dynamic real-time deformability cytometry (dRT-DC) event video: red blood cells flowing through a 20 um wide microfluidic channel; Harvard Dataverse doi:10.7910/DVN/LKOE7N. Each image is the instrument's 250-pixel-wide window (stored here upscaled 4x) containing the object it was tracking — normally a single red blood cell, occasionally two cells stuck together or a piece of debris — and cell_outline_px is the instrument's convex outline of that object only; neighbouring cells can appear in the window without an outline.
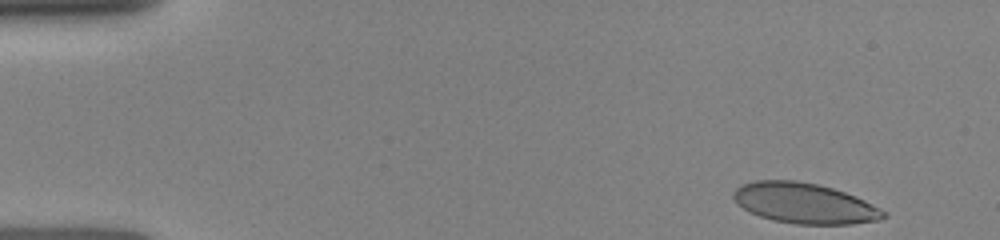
{"species": "human", "species_latin": "Homo sapiens", "temperature_condition": "room temperature", "stored_images_in_passage": 9, "camera_frame_rate_fps": 3000, "um_per_image_px": 0.085, "donor": {"sex": "female"}, "frame": {"image": 1, "passage_image": 1, "time_ms": 0.0, "image_size_px": [1000, 240], "cell_outline_px": [[888, 216], [880, 220], [852, 224], [796, 224], [772, 220], [760, 216], [736, 204], [732, 196], [732, 192], [736, 188], [744, 184], [756, 180], [796, 180], [816, 184], [832, 188], [856, 196], [888, 212]], "centroid_in_image_um": [68.4, 17.28], "position_along_channel_um": 16.6, "area_um2": 35.43}}
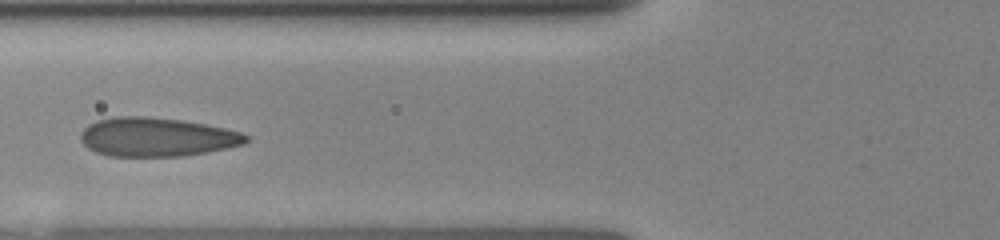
{"frame": {"image": 2, "passage_image": 6, "time_ms": 5.0, "image_size_px": [1000, 240], "cell_outline_px": [[248, 140], [244, 144], [228, 148], [208, 152], [184, 156], [108, 156], [96, 152], [88, 148], [80, 140], [80, 132], [88, 124], [96, 120], [112, 116], [144, 116], [184, 120], [224, 128], [240, 132], [248, 136]], "centroid_in_image_um": [13.29, 11.64], "position_along_channel_um": 112.5, "area_um2": 37.74}}
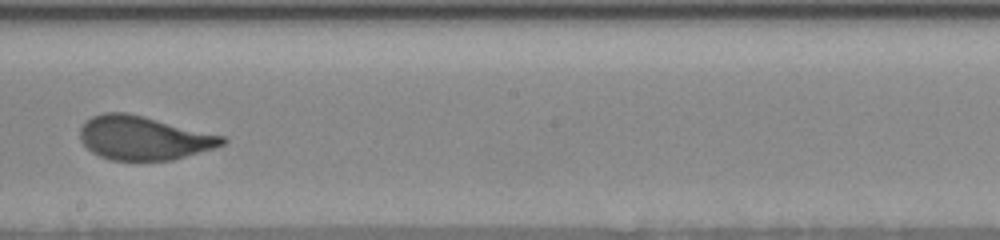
{"frame": {"image": 3, "passage_image": 9, "time_ms": 8.0, "image_size_px": [1000, 240], "cell_outline_px": [[228, 140], [224, 144], [212, 148], [172, 160], [112, 160], [100, 156], [92, 152], [80, 140], [80, 128], [92, 116], [104, 112], [124, 112], [224, 136]], "centroid_in_image_um": [12.18, 11.73], "position_along_channel_um": 236.0, "area_um2": 35.66}}